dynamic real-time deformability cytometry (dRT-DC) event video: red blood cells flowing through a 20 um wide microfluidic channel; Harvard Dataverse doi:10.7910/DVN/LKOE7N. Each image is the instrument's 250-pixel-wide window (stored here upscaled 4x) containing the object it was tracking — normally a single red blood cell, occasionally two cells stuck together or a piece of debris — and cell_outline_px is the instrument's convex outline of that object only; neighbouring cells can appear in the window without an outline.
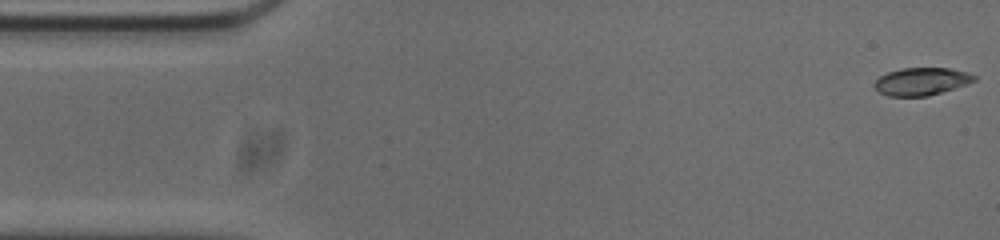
{"species": "common noctule bat (a hibernating species)", "species_latin": "Nyctalus noctula", "temperature_condition": "cold", "stored_images_in_passage": 53, "camera_frame_rate_fps": 3000, "um_per_image_px": 0.085, "animal": {"sex": "male", "body_mass_g": 20.0, "forearm_length_mm": 53.3}, "frame": {"image": 1, "passage_image": 1, "time_ms": 0.0, "image_size_px": [1000, 240], "cell_outline_px": [[976, 80], [928, 96], [888, 96], [880, 92], [872, 84], [880, 76], [888, 72], [900, 68], [948, 68], [964, 72], [976, 76]], "centroid_in_image_um": [78.26, 6.92], "position_along_channel_um": 6.7, "area_um2": 15.72}}
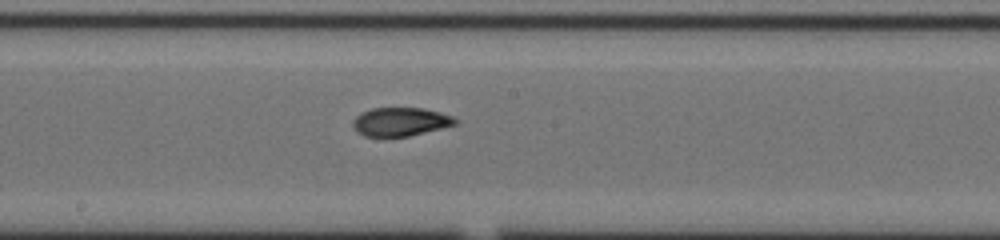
{"frame": {"image": 2, "passage_image": 27, "time_ms": 8.667, "image_size_px": [1000, 240], "cell_outline_px": [[460, 120], [456, 124], [408, 136], [364, 136], [356, 132], [352, 128], [352, 124], [356, 116], [360, 112], [372, 108], [424, 108], [456, 116]], "centroid_in_image_um": [34.04, 10.33], "position_along_channel_um": 214.2, "area_um2": 17.17}}
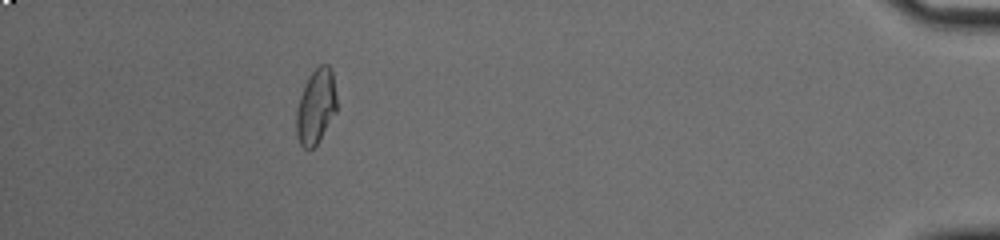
{"frame": {"image": 3, "passage_image": 48, "time_ms": 15.667, "image_size_px": [1000, 240], "cell_outline_px": [[336, 112], [316, 144], [312, 148], [304, 148], [300, 144], [296, 136], [296, 108], [300, 96], [308, 76], [320, 64], [328, 64], [332, 68], [336, 96]], "centroid_in_image_um": [26.84, 9.02], "position_along_channel_um": 408.4, "area_um2": 17.57}, "authors_computed_cell_mechanics": {"area_um2": 17.5712, "velocity_mm_per_s": 3.7468, "shape_relaxation_time_tau1_ms": null, "shape_relaxation_time_tau2_ms": 2.5172, "deformation_change_tau1": null, "deformation_change_tau2": 0.0754}}